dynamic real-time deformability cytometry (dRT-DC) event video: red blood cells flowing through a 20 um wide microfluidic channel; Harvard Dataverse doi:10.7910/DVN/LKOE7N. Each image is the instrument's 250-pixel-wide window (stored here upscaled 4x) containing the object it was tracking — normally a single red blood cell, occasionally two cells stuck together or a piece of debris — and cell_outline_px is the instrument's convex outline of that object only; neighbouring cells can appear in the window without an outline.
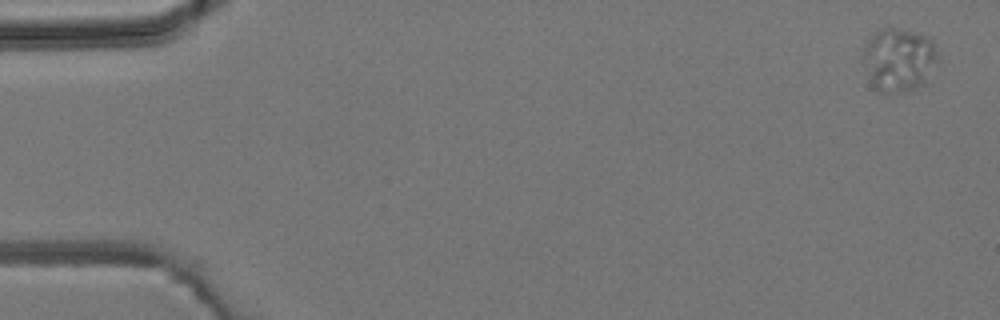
{"species": "common noctule bat (a hibernating species)", "species_latin": "Nyctalus noctula", "temperature_condition": "room temperature", "stored_images_in_passage": 5, "camera_frame_rate_fps": 3000, "um_per_image_px": 0.085, "animal": {"sex": "male", "body_mass_g": 19.2, "forearm_length_mm": 51.8}, "frame": {"image": 1, "passage_image": 1, "time_ms": 0.0, "image_size_px": [1000, 320], "cell_outline_px": [[940, 60], [924, 84], [908, 92], [880, 92], [876, 88], [868, 72], [864, 56], [864, 48], [868, 36], [880, 28], [900, 28], [928, 36], [932, 40]], "centroid_in_image_um": [76.46, 5.05], "position_along_channel_um": 8.5, "area_um2": 27.69}}
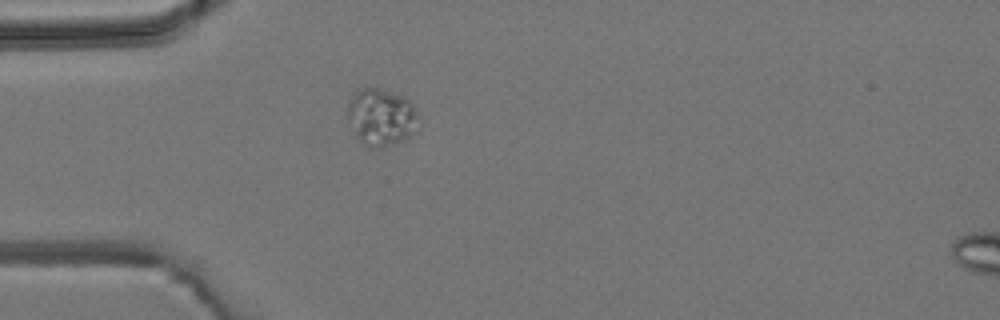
{"frame": {"image": 2, "passage_image": 4, "time_ms": 4.333, "image_size_px": [1000, 320], "cell_outline_px": [[420, 116], [416, 132], [400, 140], [376, 148], [372, 148], [364, 144], [356, 136], [348, 120], [348, 104], [352, 96], [356, 92], [364, 88], [380, 88], [404, 96], [412, 104]], "centroid_in_image_um": [32.43, 9.93], "position_along_channel_um": 52.6, "area_um2": 23.41}}